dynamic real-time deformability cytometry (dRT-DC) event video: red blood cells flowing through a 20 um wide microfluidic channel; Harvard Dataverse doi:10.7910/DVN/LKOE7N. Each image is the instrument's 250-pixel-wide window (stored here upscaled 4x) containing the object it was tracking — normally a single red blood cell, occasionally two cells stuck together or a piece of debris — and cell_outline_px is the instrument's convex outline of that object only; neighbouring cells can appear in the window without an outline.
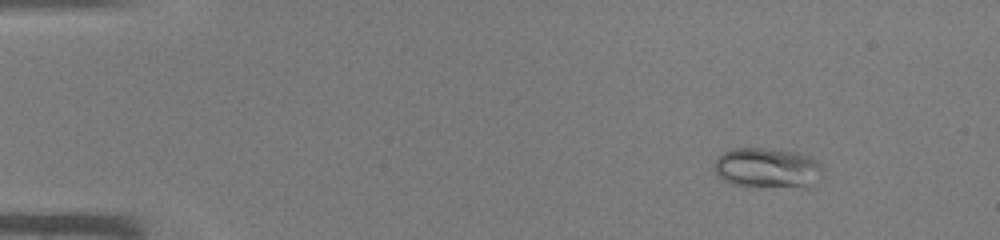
{"species": "common noctule bat (a hibernating species)", "species_latin": "Nyctalus noctula", "temperature_condition": "warm", "stored_images_in_passage": 40, "camera_frame_rate_fps": 3000, "um_per_image_px": 0.085, "animal": {"sex": "male", "body_mass_g": 19.0, "forearm_length_mm": 50.8}, "frame": {"image": 1, "passage_image": 1, "time_ms": 0.0, "image_size_px": [1000, 240], "cell_outline_px": [[820, 168], [808, 188], [748, 188], [732, 184], [716, 176], [712, 168], [712, 164], [724, 152], [732, 148], [780, 148], [812, 156], [820, 164]], "centroid_in_image_um": [65.13, 14.29], "position_along_channel_um": 19.9, "area_um2": 26.13}}
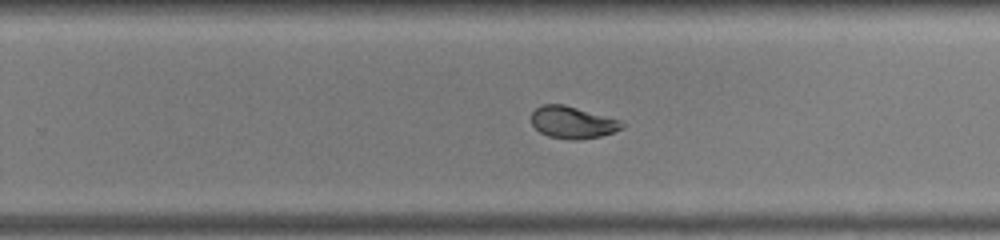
{"frame": {"image": 2, "passage_image": 25, "time_ms": 8.0, "image_size_px": [1000, 240], "cell_outline_px": [[624, 128], [600, 136], [576, 140], [568, 140], [548, 136], [540, 132], [532, 124], [532, 112], [540, 104], [564, 104], [620, 120], [624, 124]], "centroid_in_image_um": [48.65, 10.4], "position_along_channel_um": 281.1, "area_um2": 16.88}}
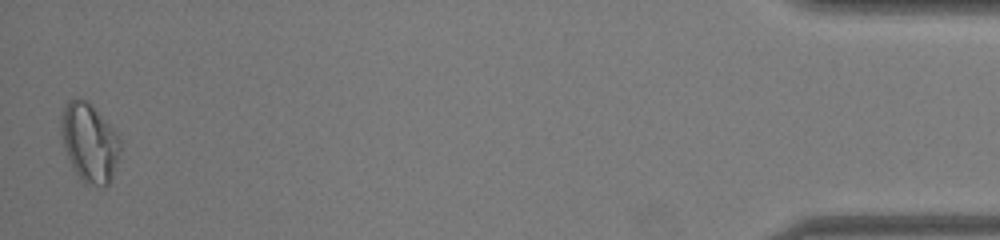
{"frame": {"image": 3, "passage_image": 40, "time_ms": 13.0, "image_size_px": [1000, 240], "cell_outline_px": [[120, 152], [112, 176], [108, 184], [104, 188], [84, 184], [76, 172], [64, 148], [60, 132], [60, 116], [64, 104], [68, 100], [76, 96], [88, 100], [116, 132], [120, 140]], "centroid_in_image_um": [7.58, 12.08], "position_along_channel_um": 427.6, "area_um2": 27.46}}